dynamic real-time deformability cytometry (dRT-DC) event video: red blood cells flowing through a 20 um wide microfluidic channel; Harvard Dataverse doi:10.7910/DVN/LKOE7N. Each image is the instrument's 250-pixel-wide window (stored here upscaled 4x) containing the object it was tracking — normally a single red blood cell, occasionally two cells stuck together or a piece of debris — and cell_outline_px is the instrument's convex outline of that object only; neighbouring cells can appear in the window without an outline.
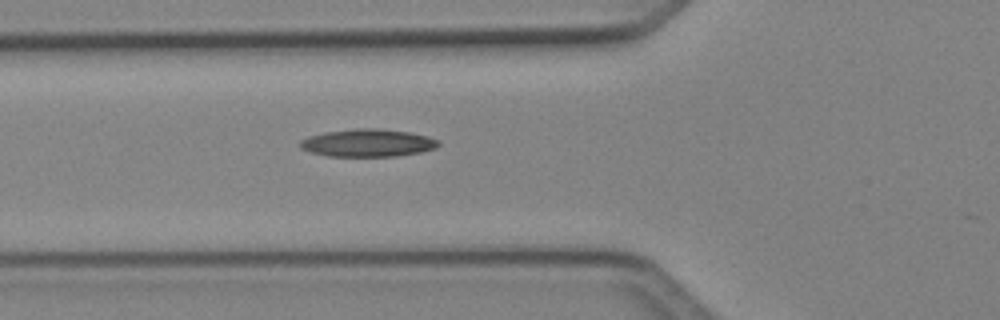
{"species": "Egyptian fruit bat (a non-hibernating species)", "species_latin": "Rousettus aegyptiacus", "temperature_condition": "cold", "stored_images_in_passage": 3, "camera_frame_rate_fps": 3000, "um_per_image_px": 0.085, "animal": {"sex": "female"}, "frame": {"image": 1, "passage_image": 3, "time_ms": 0.667, "image_size_px": [1000, 320], "cell_outline_px": [[440, 144], [436, 148], [420, 152], [396, 156], [328, 156], [312, 152], [300, 148], [300, 140], [308, 136], [324, 132], [356, 128], [376, 128], [408, 132], [428, 136], [440, 140]], "centroid_in_image_um": [31.27, 12.14], "position_along_channel_um": 94.5, "area_um2": 22.31}}